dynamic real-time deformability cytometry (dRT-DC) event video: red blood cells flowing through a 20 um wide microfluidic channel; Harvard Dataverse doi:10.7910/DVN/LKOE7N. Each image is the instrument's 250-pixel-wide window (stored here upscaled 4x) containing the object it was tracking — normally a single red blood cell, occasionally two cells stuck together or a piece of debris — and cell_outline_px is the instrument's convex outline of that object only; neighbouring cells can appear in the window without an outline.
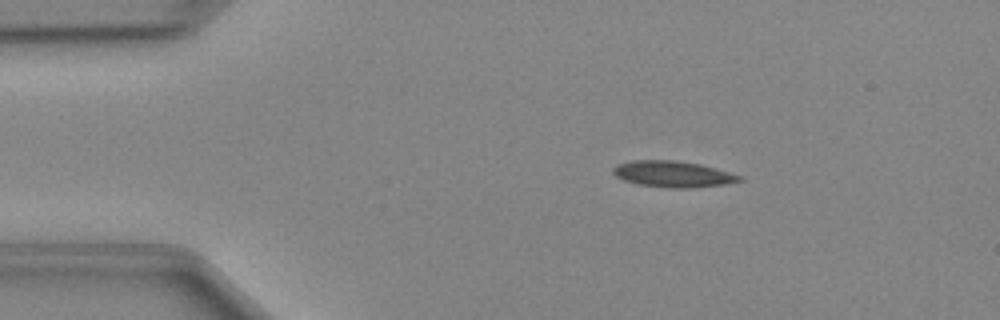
{"species": "Egyptian fruit bat (a non-hibernating species)", "species_latin": "Rousettus aegyptiacus", "temperature_condition": "cold", "stored_images_in_passage": 45, "camera_frame_rate_fps": 3000, "um_per_image_px": 0.085, "animal": {"sex": "female"}, "frame": {"image": 1, "passage_image": 5, "time_ms": 1.333, "image_size_px": [1000, 320], "cell_outline_px": [[744, 180], [724, 184], [688, 188], [672, 188], [636, 184], [624, 180], [616, 176], [612, 172], [612, 168], [616, 164], [632, 160], [676, 160], [700, 164], [716, 168], [744, 176]], "centroid_in_image_um": [57.2, 14.79], "position_along_channel_um": 27.8, "area_um2": 19.42}}
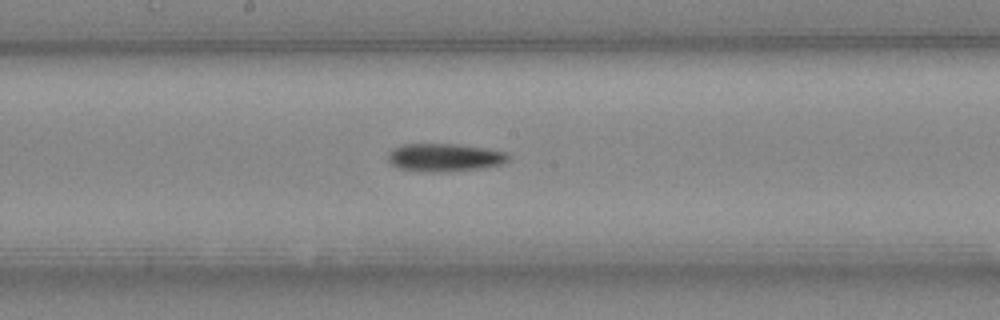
{"frame": {"image": 2, "passage_image": 22, "time_ms": 7.0, "image_size_px": [1000, 320], "cell_outline_px": [[512, 156], [508, 160], [500, 164], [484, 168], [444, 172], [432, 172], [396, 168], [388, 160], [388, 152], [392, 148], [404, 144], [456, 144], [484, 148], [508, 152]], "centroid_in_image_um": [37.8, 13.38], "position_along_channel_um": 210.4, "area_um2": 19.77}}
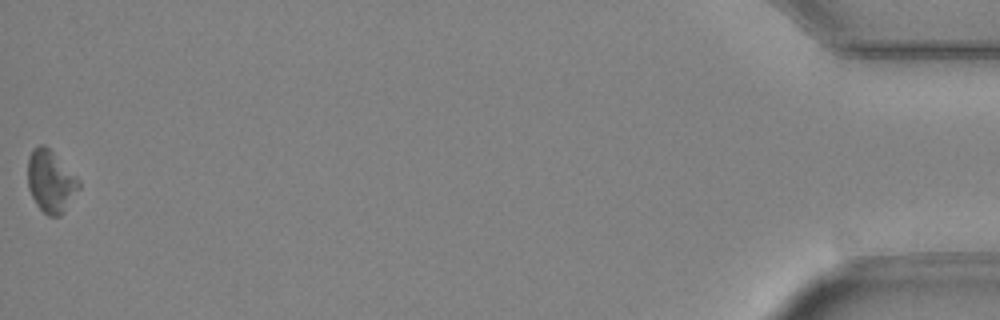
{"frame": {"image": 3, "passage_image": 45, "time_ms": 14.667, "image_size_px": [1000, 320], "cell_outline_px": [[80, 188], [60, 216], [48, 216], [36, 204], [28, 188], [28, 156], [32, 148], [40, 144], [44, 144], [80, 180]], "centroid_in_image_um": [4.3, 15.41], "position_along_channel_um": 430.9, "area_um2": 18.32}}